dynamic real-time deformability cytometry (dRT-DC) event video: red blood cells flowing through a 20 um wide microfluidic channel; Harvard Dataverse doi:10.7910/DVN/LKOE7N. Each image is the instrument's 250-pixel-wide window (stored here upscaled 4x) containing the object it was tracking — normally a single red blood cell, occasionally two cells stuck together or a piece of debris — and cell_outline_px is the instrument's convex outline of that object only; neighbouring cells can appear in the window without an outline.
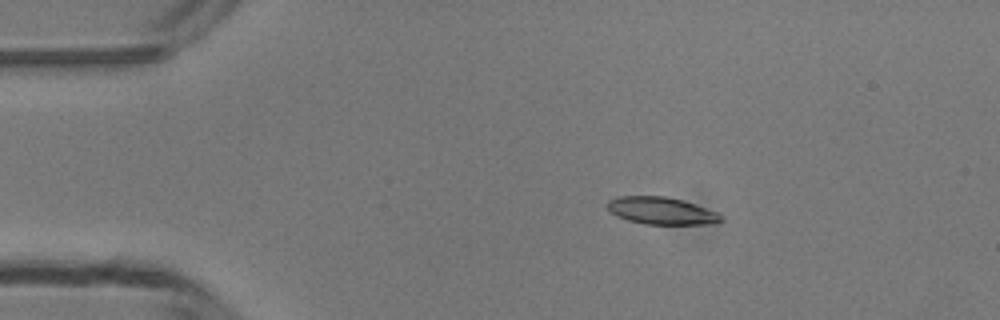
{"species": "common noctule bat (a hibernating species)", "species_latin": "Nyctalus noctula", "temperature_condition": "room temperature", "stored_images_in_passage": 3, "camera_frame_rate_fps": 3000, "um_per_image_px": 0.085, "animal": {"sex": "male", "body_mass_g": 13.3}, "frame": {"image": 1, "passage_image": 3, "time_ms": 2.333, "image_size_px": [1000, 320], "cell_outline_px": [[724, 220], [716, 224], [644, 224], [628, 220], [616, 216], [608, 208], [608, 200], [616, 196], [664, 196], [684, 200], [716, 212]], "centroid_in_image_um": [56.22, 17.91], "position_along_channel_um": 28.8, "area_um2": 18.03}}